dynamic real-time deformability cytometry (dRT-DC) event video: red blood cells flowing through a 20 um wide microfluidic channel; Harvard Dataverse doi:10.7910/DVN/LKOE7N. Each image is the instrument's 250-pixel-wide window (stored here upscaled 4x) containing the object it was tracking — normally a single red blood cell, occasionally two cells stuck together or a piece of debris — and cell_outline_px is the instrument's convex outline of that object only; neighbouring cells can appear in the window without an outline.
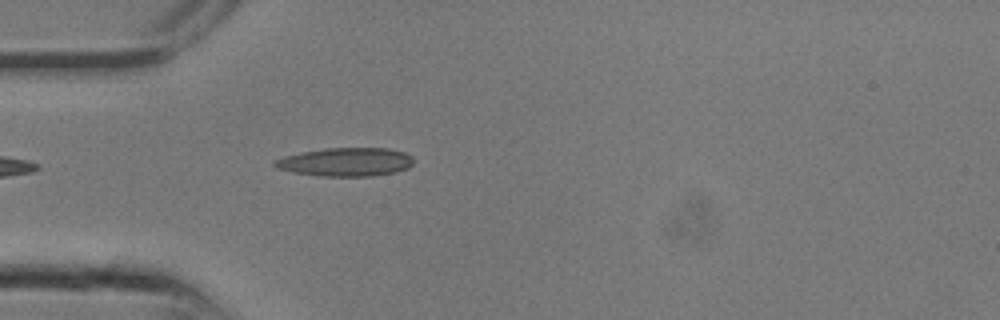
{"species": "common noctule bat (a hibernating species)", "species_latin": "Nyctalus noctula", "temperature_condition": "room temperature", "stored_images_in_passage": 6, "camera_frame_rate_fps": 3000, "um_per_image_px": 0.085, "animal": {"sex": "male", "body_mass_g": 13.3}, "frame": {"image": 1, "passage_image": 1, "time_ms": 0.0, "image_size_px": [1000, 320], "cell_outline_px": [[416, 160], [408, 168], [396, 172], [372, 176], [320, 176], [292, 172], [276, 168], [272, 164], [272, 160], [284, 156], [324, 148], [388, 148], [404, 152], [412, 156]], "centroid_in_image_um": [29.4, 13.77], "position_along_channel_um": 55.6, "area_um2": 23.29}}
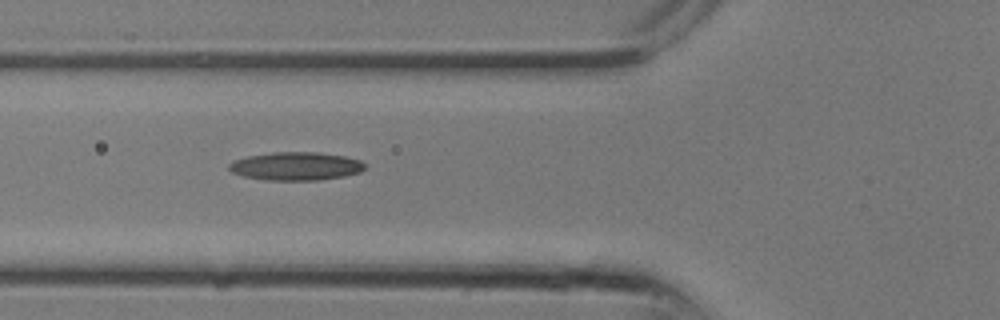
{"frame": {"image": 2, "passage_image": 3, "time_ms": 0.667, "image_size_px": [1000, 320], "cell_outline_px": [[368, 168], [360, 172], [344, 176], [320, 180], [264, 180], [244, 176], [232, 172], [228, 168], [228, 164], [232, 160], [248, 156], [272, 152], [320, 152], [344, 156], [360, 160], [368, 164]], "centroid_in_image_um": [25.18, 14.12], "position_along_channel_um": 100.6, "area_um2": 22.66}}
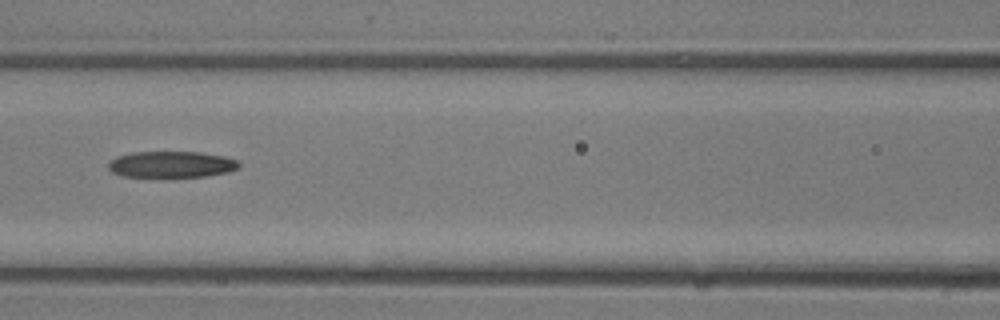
{"frame": {"image": 3, "passage_image": 5, "time_ms": 1.333, "image_size_px": [1000, 320], "cell_outline_px": [[240, 168], [228, 172], [204, 176], [164, 180], [124, 176], [112, 172], [108, 168], [108, 160], [116, 156], [132, 152], [200, 152], [224, 156], [240, 160]], "centroid_in_image_um": [14.55, 14.02], "position_along_channel_um": 152.0, "area_um2": 21.21}}